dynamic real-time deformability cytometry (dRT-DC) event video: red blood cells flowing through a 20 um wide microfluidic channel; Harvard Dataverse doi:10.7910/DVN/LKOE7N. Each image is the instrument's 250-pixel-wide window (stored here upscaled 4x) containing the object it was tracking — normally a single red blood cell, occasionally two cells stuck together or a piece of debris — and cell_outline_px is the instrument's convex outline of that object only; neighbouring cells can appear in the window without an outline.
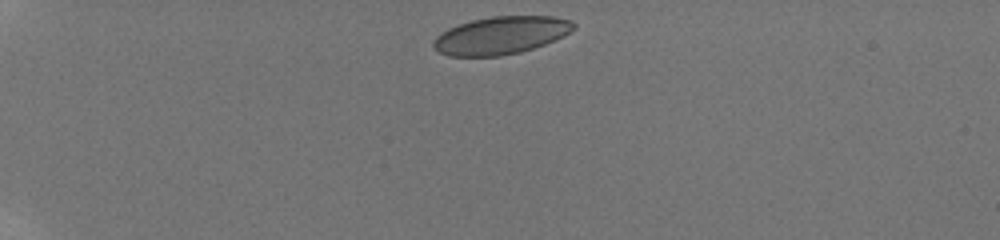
{"species": "human", "species_latin": "Homo sapiens", "temperature_condition": "room temperature", "stored_images_in_passage": 8, "camera_frame_rate_fps": 3000, "um_per_image_px": 0.085, "donor": {"sex": "male"}, "frame": {"image": 1, "passage_image": 1, "time_ms": 0.0, "image_size_px": [1000, 240], "cell_outline_px": [[576, 28], [544, 44], [520, 52], [500, 56], [448, 56], [440, 52], [432, 44], [432, 40], [440, 32], [448, 28], [472, 20], [492, 16], [552, 16], [572, 20], [576, 24]], "centroid_in_image_um": [42.55, 3.0], "position_along_channel_um": 42.5, "area_um2": 30.63}}
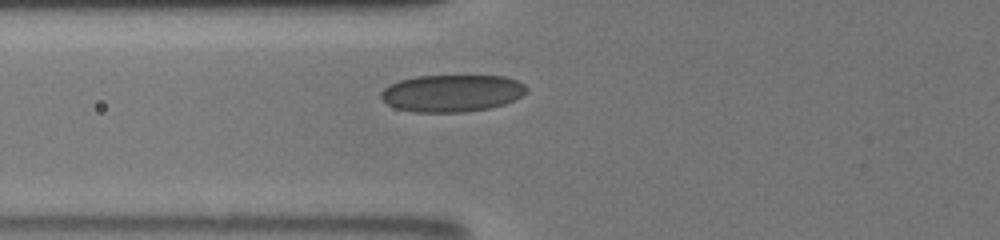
{"frame": {"image": 2, "passage_image": 6, "time_ms": 3.0, "image_size_px": [1000, 240], "cell_outline_px": [[528, 92], [504, 104], [488, 108], [464, 112], [416, 112], [396, 108], [380, 100], [380, 92], [388, 84], [400, 80], [416, 76], [504, 76], [516, 80], [524, 84], [528, 88]], "centroid_in_image_um": [38.38, 7.92], "position_along_channel_um": 87.4, "area_um2": 31.56}}
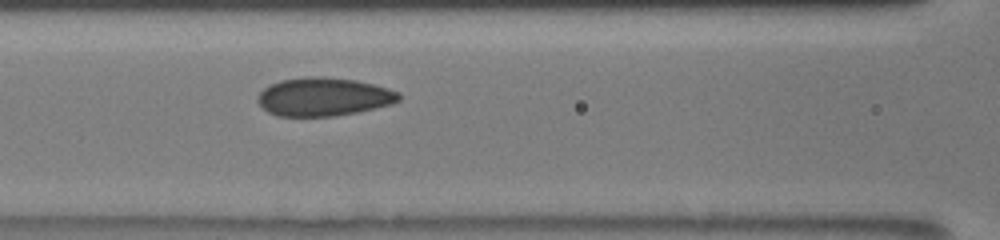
{"frame": {"image": 3, "passage_image": 8, "time_ms": 4.333, "image_size_px": [1000, 240], "cell_outline_px": [[400, 100], [392, 104], [356, 112], [336, 116], [276, 116], [268, 112], [256, 100], [256, 96], [264, 88], [280, 80], [308, 76], [320, 76], [356, 80], [388, 88], [400, 92]], "centroid_in_image_um": [27.5, 8.23], "position_along_channel_um": 139.1, "area_um2": 31.62}}